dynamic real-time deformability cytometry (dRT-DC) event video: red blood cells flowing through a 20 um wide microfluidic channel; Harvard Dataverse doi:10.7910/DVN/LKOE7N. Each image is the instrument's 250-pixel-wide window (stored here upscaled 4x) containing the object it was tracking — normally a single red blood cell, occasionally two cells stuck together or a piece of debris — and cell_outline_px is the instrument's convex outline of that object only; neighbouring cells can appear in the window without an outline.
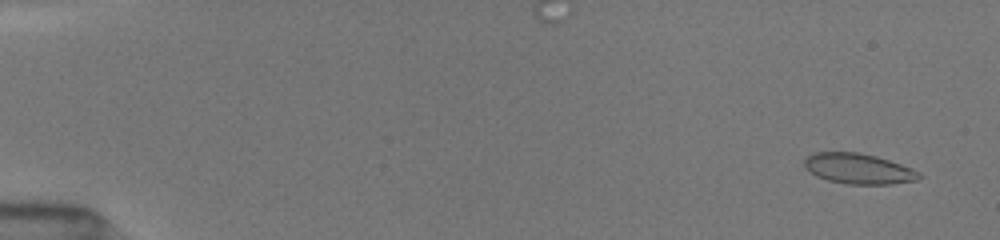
{"species": "common noctule bat (a hibernating species)", "species_latin": "Nyctalus noctula", "temperature_condition": "room temperature", "stored_images_in_passage": 52, "camera_frame_rate_fps": 3000, "um_per_image_px": 0.085, "animal": {"sex": "female", "body_mass_g": 19.5, "forearm_length_mm": 54.1}, "frame": {"image": 1, "passage_image": 3, "time_ms": 0.667, "image_size_px": [1000, 240], "cell_outline_px": [[924, 176], [916, 180], [892, 184], [848, 184], [828, 180], [816, 176], [804, 168], [804, 160], [808, 156], [816, 152], [860, 152], [876, 156], [912, 168], [920, 172]], "centroid_in_image_um": [72.98, 14.34], "position_along_channel_um": 12.0, "area_um2": 20.4}}
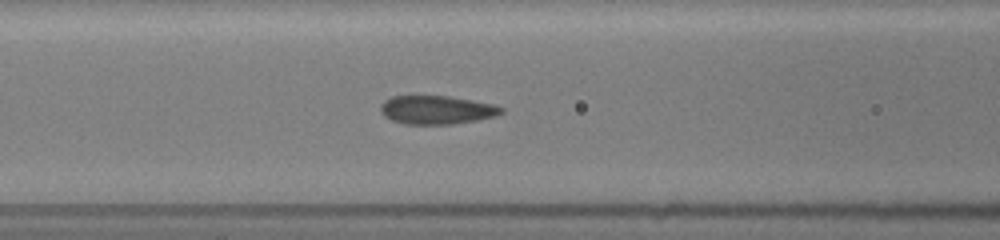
{"frame": {"image": 2, "passage_image": 23, "time_ms": 7.333, "image_size_px": [1000, 240], "cell_outline_px": [[504, 112], [496, 116], [476, 120], [452, 124], [404, 124], [392, 120], [384, 116], [380, 112], [380, 104], [384, 100], [392, 96], [448, 96], [472, 100], [492, 104], [504, 108]], "centroid_in_image_um": [37.09, 9.34], "position_along_channel_um": 129.5, "area_um2": 20.11}}
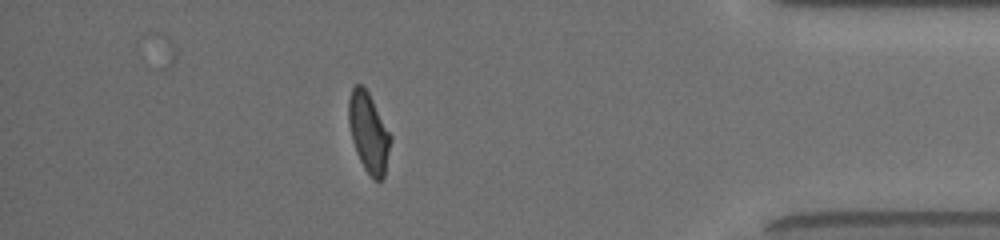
{"frame": {"image": 3, "passage_image": 46, "time_ms": 15.0, "image_size_px": [1000, 240], "cell_outline_px": [[392, 140], [384, 176], [380, 180], [376, 180], [364, 168], [356, 152], [352, 140], [348, 124], [348, 100], [352, 88], [356, 84], [360, 84], [368, 92], [392, 136]], "centroid_in_image_um": [31.33, 11.25], "position_along_channel_um": 403.9, "area_um2": 19.36}, "authors_computed_cell_mechanics": {"area_um2": 20.0855, "velocity_mm_per_s": 4.0339, "shape_relaxation_time_tau1_ms": 5.2712, "shape_relaxation_time_tau2_ms": 1.1178, "deformation_change_tau1": 0.161, "deformation_change_tau2": 0.0471}}